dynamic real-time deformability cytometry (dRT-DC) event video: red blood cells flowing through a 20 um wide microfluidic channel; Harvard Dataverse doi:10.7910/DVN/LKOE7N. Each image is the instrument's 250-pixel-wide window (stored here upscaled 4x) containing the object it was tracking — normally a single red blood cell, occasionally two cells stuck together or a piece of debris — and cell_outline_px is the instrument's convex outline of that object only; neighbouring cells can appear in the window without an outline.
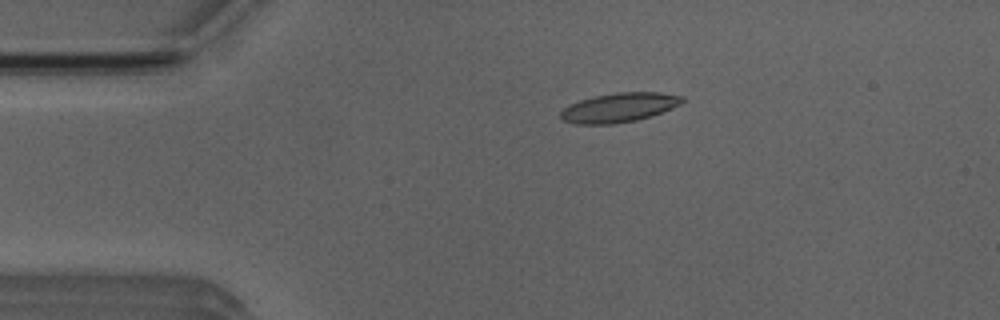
{"species": "Egyptian fruit bat (a non-hibernating species)", "species_latin": "Rousettus aegyptiacus", "temperature_condition": "room temperature", "stored_images_in_passage": 5, "camera_frame_rate_fps": 3000, "um_per_image_px": 0.085, "animal": {"sex": "male"}, "frame": {"image": 1, "passage_image": 3, "time_ms": 2.667, "image_size_px": [1000, 320], "cell_outline_px": [[684, 100], [680, 104], [672, 108], [652, 116], [636, 120], [616, 124], [572, 124], [564, 120], [560, 116], [560, 112], [568, 104], [580, 100], [596, 96], [616, 92], [660, 92], [684, 96]], "centroid_in_image_um": [52.63, 9.14], "position_along_channel_um": 32.4, "area_um2": 20.87}}
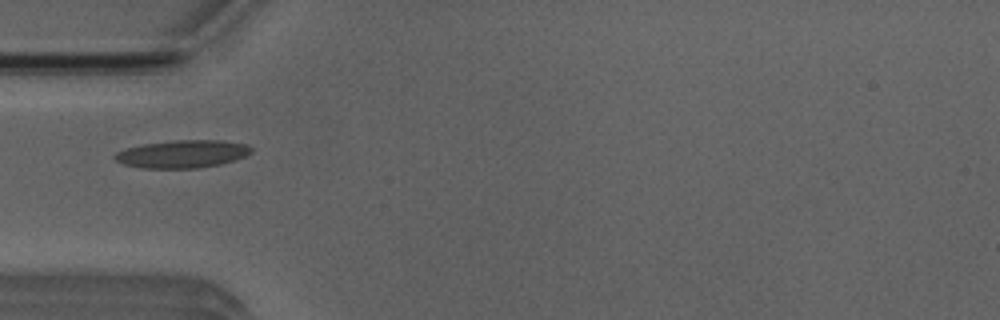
{"frame": {"image": 2, "passage_image": 4, "time_ms": 4.667, "image_size_px": [1000, 320], "cell_outline_px": [[252, 152], [244, 156], [220, 164], [200, 168], [140, 168], [124, 164], [116, 160], [112, 156], [116, 152], [124, 148], [144, 144], [176, 140], [224, 140], [248, 144], [252, 148]], "centroid_in_image_um": [15.49, 13.08], "position_along_channel_um": 69.5, "area_um2": 22.14}}